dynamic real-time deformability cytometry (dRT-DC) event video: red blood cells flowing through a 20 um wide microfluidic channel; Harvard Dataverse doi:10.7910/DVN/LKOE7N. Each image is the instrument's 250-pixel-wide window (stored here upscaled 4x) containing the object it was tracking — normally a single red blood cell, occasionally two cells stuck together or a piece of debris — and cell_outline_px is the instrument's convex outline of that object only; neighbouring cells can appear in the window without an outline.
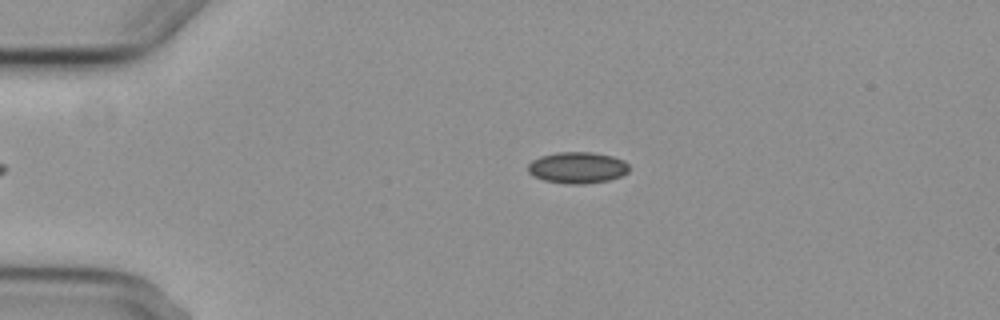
{"species": "common noctule bat (a hibernating species)", "species_latin": "Nyctalus noctula", "temperature_condition": "cold", "stored_images_in_passage": 6, "camera_frame_rate_fps": 3000, "um_per_image_px": 0.085, "animal": {"sex": "female", "body_mass_g": 29.2, "forearm_length_mm": 56.3}, "frame": {"image": 1, "passage_image": 6, "time_ms": 5.667, "image_size_px": [1000, 320], "cell_outline_px": [[628, 172], [620, 176], [608, 180], [584, 184], [568, 184], [544, 180], [532, 176], [528, 172], [528, 164], [532, 160], [540, 156], [556, 152], [592, 152], [612, 156], [624, 160], [628, 164]], "centroid_in_image_um": [49.06, 14.24], "position_along_channel_um": 35.9, "area_um2": 18.55}}